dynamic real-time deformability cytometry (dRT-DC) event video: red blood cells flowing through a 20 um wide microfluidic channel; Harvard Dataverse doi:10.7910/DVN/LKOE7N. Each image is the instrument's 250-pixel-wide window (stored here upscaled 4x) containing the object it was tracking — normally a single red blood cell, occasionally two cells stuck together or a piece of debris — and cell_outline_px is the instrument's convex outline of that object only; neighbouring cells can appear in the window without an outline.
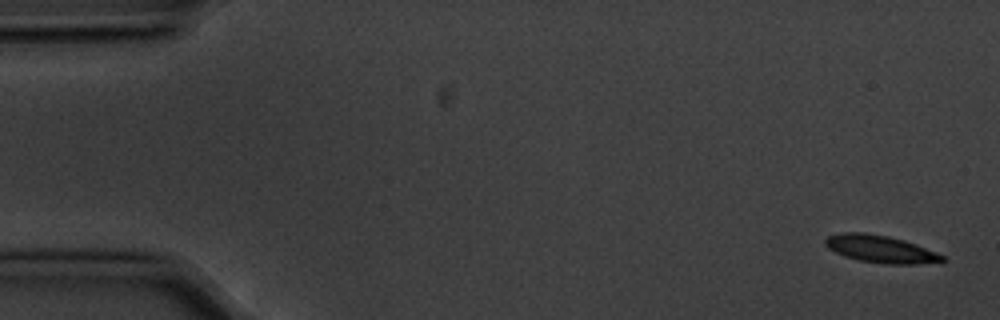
{"species": "common noctule bat (a hibernating species)", "species_latin": "Nyctalus noctula", "temperature_condition": "cold", "stored_images_in_passage": 4, "camera_frame_rate_fps": 3000, "um_per_image_px": 0.085, "animal": {"sex": "male", "body_mass_g": 20.1, "forearm_length_mm": 53.5}, "frame": {"image": 1, "passage_image": 1, "time_ms": 0.0, "image_size_px": [1000, 320], "cell_outline_px": [[944, 260], [920, 264], [884, 264], [860, 260], [844, 256], [828, 248], [824, 244], [824, 240], [828, 236], [840, 232], [864, 232], [888, 236], [904, 240], [916, 244], [936, 252], [944, 256]], "centroid_in_image_um": [74.8, 21.15], "position_along_channel_um": 10.2, "area_um2": 18.61}}
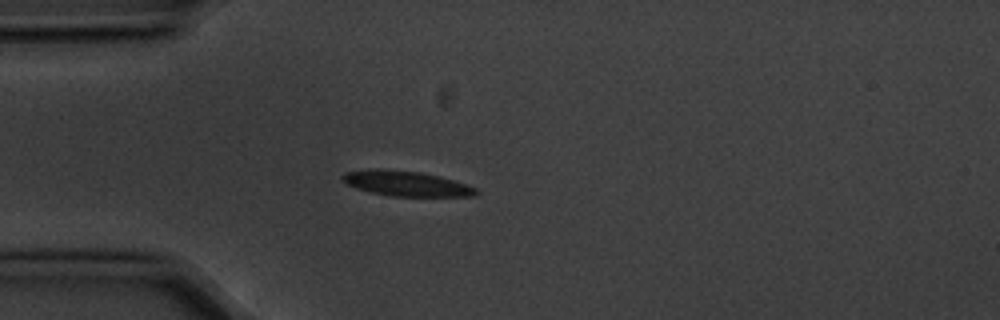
{"frame": {"image": 2, "passage_image": 4, "time_ms": 1.0, "image_size_px": [1000, 320], "cell_outline_px": [[480, 192], [476, 196], [392, 196], [372, 192], [356, 188], [340, 180], [340, 176], [344, 172], [376, 168], [420, 172], [440, 176], [476, 188]], "centroid_in_image_um": [34.5, 15.59], "position_along_channel_um": 50.5, "area_um2": 19.48}}